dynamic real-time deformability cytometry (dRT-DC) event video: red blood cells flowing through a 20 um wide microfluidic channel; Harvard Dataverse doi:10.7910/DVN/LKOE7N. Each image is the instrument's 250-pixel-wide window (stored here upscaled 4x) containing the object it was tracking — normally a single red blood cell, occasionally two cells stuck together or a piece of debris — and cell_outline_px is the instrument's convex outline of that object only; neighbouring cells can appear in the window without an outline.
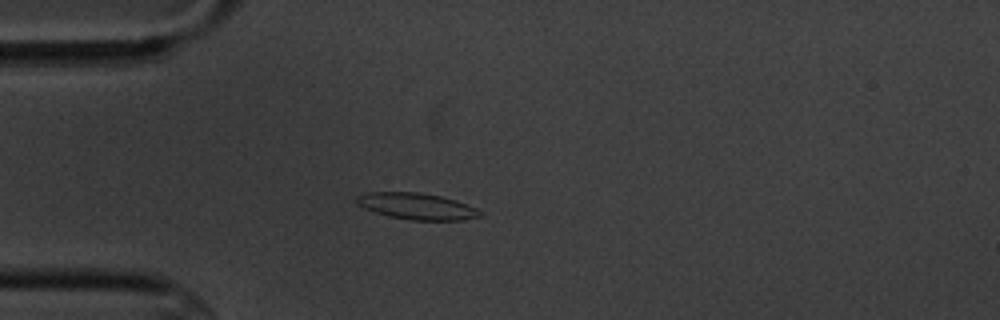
{"species": "common noctule bat (a hibernating species)", "species_latin": "Nyctalus noctula", "temperature_condition": "cold", "stored_images_in_passage": 3, "camera_frame_rate_fps": 3000, "um_per_image_px": 0.085, "animal": {"sex": "male", "body_mass_g": 20.1, "forearm_length_mm": 53.5}, "frame": {"image": 1, "passage_image": 3, "time_ms": 3.333, "image_size_px": [1000, 320], "cell_outline_px": [[484, 212], [480, 216], [464, 220], [412, 220], [388, 216], [364, 208], [356, 204], [356, 196], [368, 192], [420, 192], [440, 196], [456, 200], [476, 208]], "centroid_in_image_um": [35.43, 17.53], "position_along_channel_um": 49.6, "area_um2": 19.02}}